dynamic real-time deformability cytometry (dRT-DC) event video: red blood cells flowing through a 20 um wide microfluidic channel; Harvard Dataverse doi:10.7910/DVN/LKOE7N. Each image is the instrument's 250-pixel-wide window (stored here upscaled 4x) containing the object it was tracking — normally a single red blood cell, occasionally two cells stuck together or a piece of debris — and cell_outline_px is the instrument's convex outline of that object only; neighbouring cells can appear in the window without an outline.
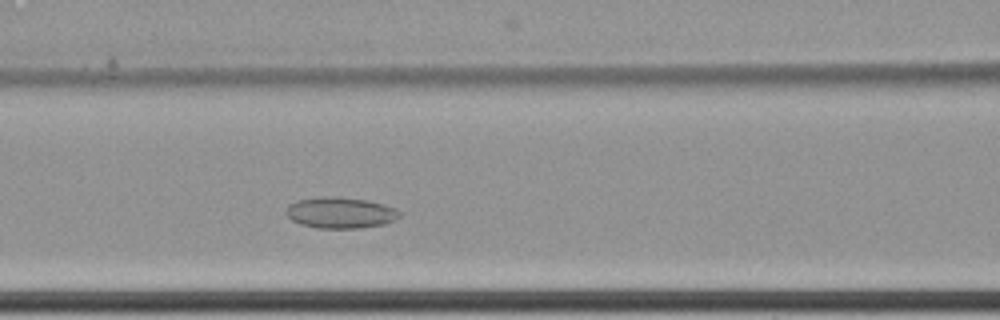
{"species": "common noctule bat (a hibernating species)", "species_latin": "Nyctalus noctula", "temperature_condition": "cold", "stored_images_in_passage": 52, "camera_frame_rate_fps": 3000, "um_per_image_px": 0.085, "animal": {"sex": "female", "body_mass_g": 22.7, "forearm_length_mm": 54.2}, "frame": {"image": 1, "passage_image": 18, "time_ms": 5.667, "image_size_px": [1000, 320], "cell_outline_px": [[400, 216], [384, 224], [360, 228], [316, 228], [300, 224], [292, 220], [284, 212], [288, 204], [296, 200], [328, 196], [336, 196], [364, 200], [384, 204], [396, 208], [400, 212]], "centroid_in_image_um": [28.9, 18.08], "position_along_channel_um": 137.7, "area_um2": 20.58}}
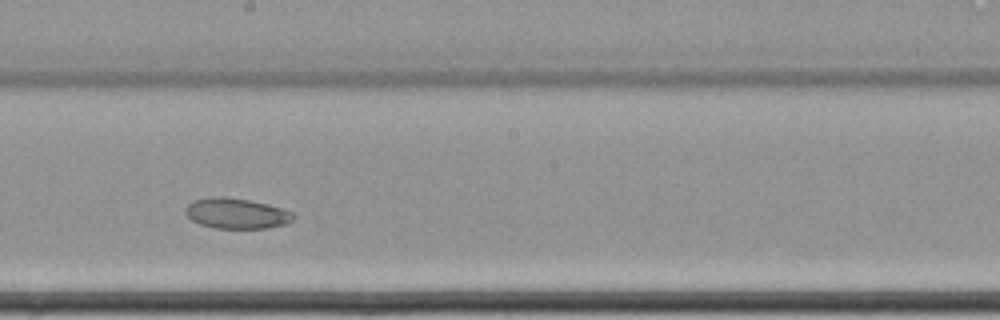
{"frame": {"image": 2, "passage_image": 26, "time_ms": 8.333, "image_size_px": [1000, 320], "cell_outline_px": [[296, 216], [288, 224], [268, 228], [216, 228], [200, 224], [192, 220], [184, 212], [188, 204], [192, 200], [216, 196], [224, 196], [248, 200], [280, 208], [292, 212]], "centroid_in_image_um": [20.09, 18.14], "position_along_channel_um": 228.1, "area_um2": 19.07}}
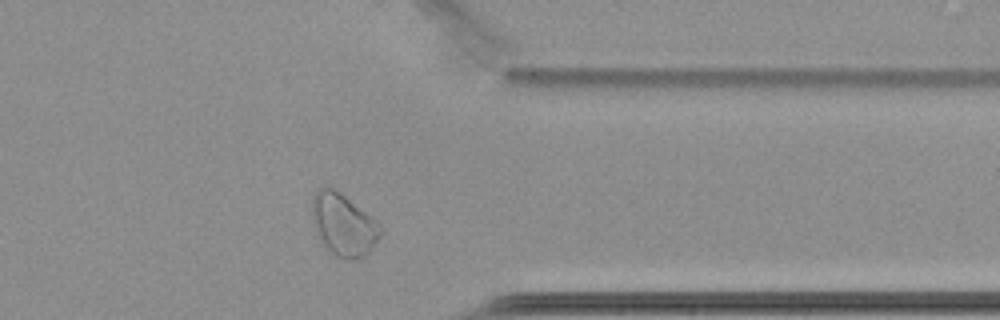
{"frame": {"image": 3, "passage_image": 40, "time_ms": 13.0, "image_size_px": [1000, 320], "cell_outline_px": [[384, 232], [372, 248], [364, 256], [352, 260], [344, 260], [336, 256], [324, 248], [316, 236], [312, 220], [312, 196], [316, 188], [332, 188], [340, 192], [376, 220], [384, 228]], "centroid_in_image_um": [29.18, 19.13], "position_along_channel_um": 382.2, "area_um2": 25.32}, "authors_computed_cell_mechanics": {"area_um2": 22.0507, "velocity_mm_per_s": 3.3989, "shape_relaxation_time_tau1_ms": null, "shape_relaxation_time_tau2_ms": 10.6306, "deformation_change_tau1": null, "deformation_change_tau2": 0.0897}}